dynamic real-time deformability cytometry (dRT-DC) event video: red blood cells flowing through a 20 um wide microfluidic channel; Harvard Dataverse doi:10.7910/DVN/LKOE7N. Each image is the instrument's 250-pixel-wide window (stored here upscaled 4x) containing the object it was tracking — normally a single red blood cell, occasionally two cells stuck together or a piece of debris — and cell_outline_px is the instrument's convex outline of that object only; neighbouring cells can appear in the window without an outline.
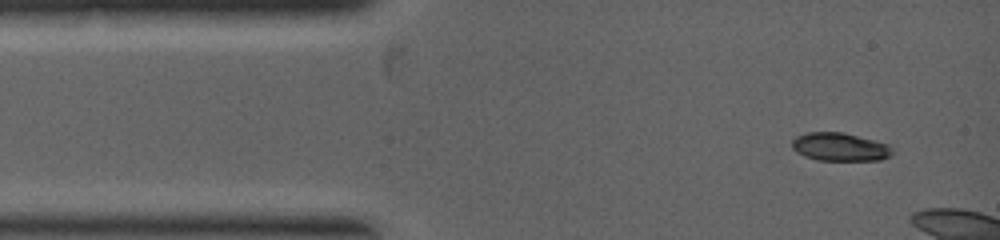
{"species": "common noctule bat (a hibernating species)", "species_latin": "Nyctalus noctula", "temperature_condition": "warm", "stored_images_in_passage": 3, "camera_frame_rate_fps": 5000, "um_per_image_px": 0.085, "animal": {"sex": "female", "body_mass_g": 19.0, "forearm_length_mm": 53.3}, "frame": {"image": 1, "passage_image": 1, "time_ms": 0.0, "image_size_px": [1000, 240], "cell_outline_px": [[892, 152], [888, 156], [880, 160], [816, 160], [804, 156], [792, 148], [792, 140], [796, 136], [808, 132], [844, 132], [876, 140], [888, 144], [892, 148]], "centroid_in_image_um": [71.38, 12.48], "position_along_channel_um": 13.6, "area_um2": 16.53}}
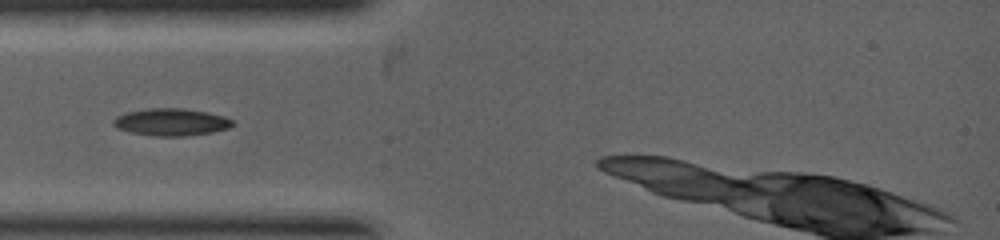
{"frame": {"image": 2, "passage_image": 3, "time_ms": 1.6, "image_size_px": [1000, 240], "cell_outline_px": [[236, 124], [228, 128], [212, 132], [184, 136], [156, 136], [132, 132], [116, 128], [112, 124], [112, 120], [116, 116], [128, 112], [148, 108], [184, 108], [208, 112], [224, 116], [232, 120]], "centroid_in_image_um": [14.56, 10.37], "position_along_channel_um": 70.4, "area_um2": 18.96}}